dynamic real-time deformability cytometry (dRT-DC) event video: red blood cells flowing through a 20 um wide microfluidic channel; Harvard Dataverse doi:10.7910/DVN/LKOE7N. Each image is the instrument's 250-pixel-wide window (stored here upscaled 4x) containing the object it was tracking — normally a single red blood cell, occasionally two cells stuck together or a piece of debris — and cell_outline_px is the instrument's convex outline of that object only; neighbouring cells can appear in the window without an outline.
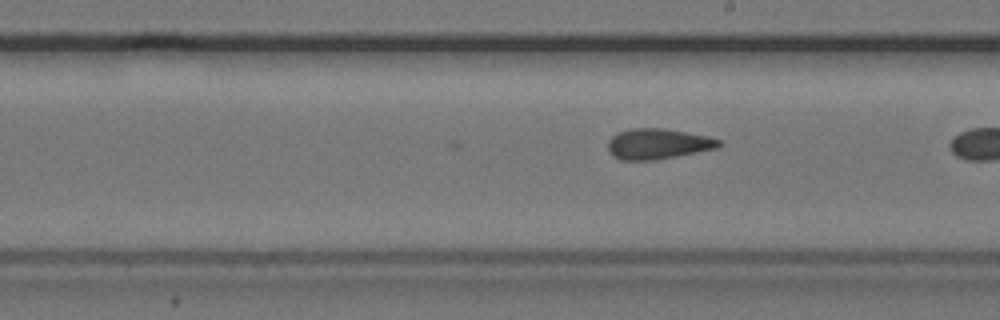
{"species": "common noctule bat (a hibernating species)", "species_latin": "Nyctalus noctula", "temperature_condition": "cold", "stored_images_in_passage": 14, "camera_frame_rate_fps": 3000, "um_per_image_px": 0.085, "animal": {"sex": "female", "body_mass_g": 24.6, "forearm_length_mm": 56.2}, "frame": {"image": 1, "passage_image": 14, "time_ms": 4.333, "image_size_px": [1000, 320], "cell_outline_px": [[724, 144], [716, 148], [656, 160], [620, 160], [612, 156], [608, 152], [608, 140], [612, 136], [620, 132], [632, 128], [664, 128], [708, 136], [720, 140]], "centroid_in_image_um": [55.9, 12.23], "position_along_channel_um": 233.1, "area_um2": 19.77}}